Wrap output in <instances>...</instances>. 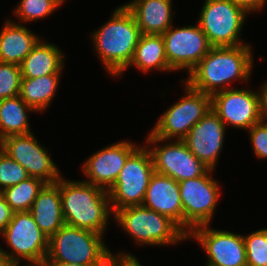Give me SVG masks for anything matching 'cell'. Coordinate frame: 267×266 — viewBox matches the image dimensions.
I'll return each mask as SVG.
<instances>
[{"label": "cell", "instance_id": "cell-1", "mask_svg": "<svg viewBox=\"0 0 267 266\" xmlns=\"http://www.w3.org/2000/svg\"><path fill=\"white\" fill-rule=\"evenodd\" d=\"M251 48L249 44L212 47L187 74L188 78L184 81L193 89L211 96L222 90L236 88L232 87L234 81L249 82L254 69V55Z\"/></svg>", "mask_w": 267, "mask_h": 266}, {"label": "cell", "instance_id": "cell-2", "mask_svg": "<svg viewBox=\"0 0 267 266\" xmlns=\"http://www.w3.org/2000/svg\"><path fill=\"white\" fill-rule=\"evenodd\" d=\"M110 16L91 33V38L102 67L115 79L131 63L141 32L134 15L124 4L115 8Z\"/></svg>", "mask_w": 267, "mask_h": 266}, {"label": "cell", "instance_id": "cell-3", "mask_svg": "<svg viewBox=\"0 0 267 266\" xmlns=\"http://www.w3.org/2000/svg\"><path fill=\"white\" fill-rule=\"evenodd\" d=\"M59 190L65 224L105 234L109 217L114 215L107 190L63 176L59 179Z\"/></svg>", "mask_w": 267, "mask_h": 266}, {"label": "cell", "instance_id": "cell-4", "mask_svg": "<svg viewBox=\"0 0 267 266\" xmlns=\"http://www.w3.org/2000/svg\"><path fill=\"white\" fill-rule=\"evenodd\" d=\"M112 219L137 246H175L188 240V235L169 217L143 205L118 209Z\"/></svg>", "mask_w": 267, "mask_h": 266}, {"label": "cell", "instance_id": "cell-5", "mask_svg": "<svg viewBox=\"0 0 267 266\" xmlns=\"http://www.w3.org/2000/svg\"><path fill=\"white\" fill-rule=\"evenodd\" d=\"M104 238L102 234L64 224L49 238L46 259L54 263L110 265L113 254Z\"/></svg>", "mask_w": 267, "mask_h": 266}, {"label": "cell", "instance_id": "cell-6", "mask_svg": "<svg viewBox=\"0 0 267 266\" xmlns=\"http://www.w3.org/2000/svg\"><path fill=\"white\" fill-rule=\"evenodd\" d=\"M181 82L185 94L157 118L150 130L155 137L168 141L183 140L212 108L211 95L193 89L183 79Z\"/></svg>", "mask_w": 267, "mask_h": 266}, {"label": "cell", "instance_id": "cell-7", "mask_svg": "<svg viewBox=\"0 0 267 266\" xmlns=\"http://www.w3.org/2000/svg\"><path fill=\"white\" fill-rule=\"evenodd\" d=\"M0 235L11 252L2 247L1 250L13 266H21L23 260L29 263L24 266H39L47 258L49 237L40 230L29 211L14 212Z\"/></svg>", "mask_w": 267, "mask_h": 266}, {"label": "cell", "instance_id": "cell-8", "mask_svg": "<svg viewBox=\"0 0 267 266\" xmlns=\"http://www.w3.org/2000/svg\"><path fill=\"white\" fill-rule=\"evenodd\" d=\"M249 13L231 0H204L197 23L212 47H236Z\"/></svg>", "mask_w": 267, "mask_h": 266}, {"label": "cell", "instance_id": "cell-9", "mask_svg": "<svg viewBox=\"0 0 267 266\" xmlns=\"http://www.w3.org/2000/svg\"><path fill=\"white\" fill-rule=\"evenodd\" d=\"M214 171L208 169L202 176L178 182L183 207V231L187 235L196 227L212 223L222 189L212 177Z\"/></svg>", "mask_w": 267, "mask_h": 266}, {"label": "cell", "instance_id": "cell-10", "mask_svg": "<svg viewBox=\"0 0 267 266\" xmlns=\"http://www.w3.org/2000/svg\"><path fill=\"white\" fill-rule=\"evenodd\" d=\"M154 172L150 151L143 144L127 158L117 180L107 191L113 213L118 209L142 205Z\"/></svg>", "mask_w": 267, "mask_h": 266}, {"label": "cell", "instance_id": "cell-11", "mask_svg": "<svg viewBox=\"0 0 267 266\" xmlns=\"http://www.w3.org/2000/svg\"><path fill=\"white\" fill-rule=\"evenodd\" d=\"M147 135L144 145L150 151L156 173L181 182L202 176L209 169L188 149L183 140L167 142L151 132Z\"/></svg>", "mask_w": 267, "mask_h": 266}, {"label": "cell", "instance_id": "cell-12", "mask_svg": "<svg viewBox=\"0 0 267 266\" xmlns=\"http://www.w3.org/2000/svg\"><path fill=\"white\" fill-rule=\"evenodd\" d=\"M169 67L189 74L212 46L199 24L183 27L173 25L162 34Z\"/></svg>", "mask_w": 267, "mask_h": 266}, {"label": "cell", "instance_id": "cell-13", "mask_svg": "<svg viewBox=\"0 0 267 266\" xmlns=\"http://www.w3.org/2000/svg\"><path fill=\"white\" fill-rule=\"evenodd\" d=\"M0 149L22 165L30 177L40 178L46 183H55L63 176L50 157V152L48 154V149L40 144L33 132L2 139Z\"/></svg>", "mask_w": 267, "mask_h": 266}, {"label": "cell", "instance_id": "cell-14", "mask_svg": "<svg viewBox=\"0 0 267 266\" xmlns=\"http://www.w3.org/2000/svg\"><path fill=\"white\" fill-rule=\"evenodd\" d=\"M187 239H193L205 251V266H247L244 238L240 233L202 225L194 228Z\"/></svg>", "mask_w": 267, "mask_h": 266}, {"label": "cell", "instance_id": "cell-15", "mask_svg": "<svg viewBox=\"0 0 267 266\" xmlns=\"http://www.w3.org/2000/svg\"><path fill=\"white\" fill-rule=\"evenodd\" d=\"M212 109L225 126L250 129L261 121L260 90L231 88L214 93Z\"/></svg>", "mask_w": 267, "mask_h": 266}, {"label": "cell", "instance_id": "cell-16", "mask_svg": "<svg viewBox=\"0 0 267 266\" xmlns=\"http://www.w3.org/2000/svg\"><path fill=\"white\" fill-rule=\"evenodd\" d=\"M130 140H120L91 154L82 164L85 181L109 190L117 180L127 158L139 147Z\"/></svg>", "mask_w": 267, "mask_h": 266}, {"label": "cell", "instance_id": "cell-17", "mask_svg": "<svg viewBox=\"0 0 267 266\" xmlns=\"http://www.w3.org/2000/svg\"><path fill=\"white\" fill-rule=\"evenodd\" d=\"M226 126L211 108L207 114L196 123L183 139L188 149L209 169L216 170L221 154Z\"/></svg>", "mask_w": 267, "mask_h": 266}, {"label": "cell", "instance_id": "cell-18", "mask_svg": "<svg viewBox=\"0 0 267 266\" xmlns=\"http://www.w3.org/2000/svg\"><path fill=\"white\" fill-rule=\"evenodd\" d=\"M142 205L169 217L183 230V207L179 183L173 178L154 172Z\"/></svg>", "mask_w": 267, "mask_h": 266}, {"label": "cell", "instance_id": "cell-19", "mask_svg": "<svg viewBox=\"0 0 267 266\" xmlns=\"http://www.w3.org/2000/svg\"><path fill=\"white\" fill-rule=\"evenodd\" d=\"M173 0H130L124 5L134 15L141 34L162 35L174 23Z\"/></svg>", "mask_w": 267, "mask_h": 266}, {"label": "cell", "instance_id": "cell-20", "mask_svg": "<svg viewBox=\"0 0 267 266\" xmlns=\"http://www.w3.org/2000/svg\"><path fill=\"white\" fill-rule=\"evenodd\" d=\"M0 30V62L20 65L41 39L17 20L5 19Z\"/></svg>", "mask_w": 267, "mask_h": 266}, {"label": "cell", "instance_id": "cell-21", "mask_svg": "<svg viewBox=\"0 0 267 266\" xmlns=\"http://www.w3.org/2000/svg\"><path fill=\"white\" fill-rule=\"evenodd\" d=\"M29 212L40 230L49 238L65 224L59 180L43 186Z\"/></svg>", "mask_w": 267, "mask_h": 266}, {"label": "cell", "instance_id": "cell-22", "mask_svg": "<svg viewBox=\"0 0 267 266\" xmlns=\"http://www.w3.org/2000/svg\"><path fill=\"white\" fill-rule=\"evenodd\" d=\"M65 55L56 44L40 39L20 64L22 78L63 73Z\"/></svg>", "mask_w": 267, "mask_h": 266}, {"label": "cell", "instance_id": "cell-23", "mask_svg": "<svg viewBox=\"0 0 267 266\" xmlns=\"http://www.w3.org/2000/svg\"><path fill=\"white\" fill-rule=\"evenodd\" d=\"M135 67L141 73L151 72L153 70L173 72L169 67L162 35L156 34H141L138 44L135 48L133 59L129 66Z\"/></svg>", "mask_w": 267, "mask_h": 266}, {"label": "cell", "instance_id": "cell-24", "mask_svg": "<svg viewBox=\"0 0 267 266\" xmlns=\"http://www.w3.org/2000/svg\"><path fill=\"white\" fill-rule=\"evenodd\" d=\"M61 74L44 75L37 78H22L20 98L31 107L35 113L48 109L56 96Z\"/></svg>", "mask_w": 267, "mask_h": 266}, {"label": "cell", "instance_id": "cell-25", "mask_svg": "<svg viewBox=\"0 0 267 266\" xmlns=\"http://www.w3.org/2000/svg\"><path fill=\"white\" fill-rule=\"evenodd\" d=\"M35 112L20 96L0 100V141L12 135L33 132L28 113Z\"/></svg>", "mask_w": 267, "mask_h": 266}, {"label": "cell", "instance_id": "cell-26", "mask_svg": "<svg viewBox=\"0 0 267 266\" xmlns=\"http://www.w3.org/2000/svg\"><path fill=\"white\" fill-rule=\"evenodd\" d=\"M46 184L42 179L28 177L20 183L3 189L0 193L13 212L30 211L39 191Z\"/></svg>", "mask_w": 267, "mask_h": 266}, {"label": "cell", "instance_id": "cell-27", "mask_svg": "<svg viewBox=\"0 0 267 266\" xmlns=\"http://www.w3.org/2000/svg\"><path fill=\"white\" fill-rule=\"evenodd\" d=\"M17 5L13 15L25 25L47 18L61 7L55 0H20Z\"/></svg>", "mask_w": 267, "mask_h": 266}, {"label": "cell", "instance_id": "cell-28", "mask_svg": "<svg viewBox=\"0 0 267 266\" xmlns=\"http://www.w3.org/2000/svg\"><path fill=\"white\" fill-rule=\"evenodd\" d=\"M246 235L243 238L247 266L267 265V228H261Z\"/></svg>", "mask_w": 267, "mask_h": 266}, {"label": "cell", "instance_id": "cell-29", "mask_svg": "<svg viewBox=\"0 0 267 266\" xmlns=\"http://www.w3.org/2000/svg\"><path fill=\"white\" fill-rule=\"evenodd\" d=\"M21 81L20 65L0 62V100L18 96Z\"/></svg>", "mask_w": 267, "mask_h": 266}, {"label": "cell", "instance_id": "cell-30", "mask_svg": "<svg viewBox=\"0 0 267 266\" xmlns=\"http://www.w3.org/2000/svg\"><path fill=\"white\" fill-rule=\"evenodd\" d=\"M28 177L26 169L0 149V192Z\"/></svg>", "mask_w": 267, "mask_h": 266}, {"label": "cell", "instance_id": "cell-31", "mask_svg": "<svg viewBox=\"0 0 267 266\" xmlns=\"http://www.w3.org/2000/svg\"><path fill=\"white\" fill-rule=\"evenodd\" d=\"M254 155L258 159H267V123L262 121L247 130Z\"/></svg>", "mask_w": 267, "mask_h": 266}, {"label": "cell", "instance_id": "cell-32", "mask_svg": "<svg viewBox=\"0 0 267 266\" xmlns=\"http://www.w3.org/2000/svg\"><path fill=\"white\" fill-rule=\"evenodd\" d=\"M110 266H142L140 261L131 253L120 251L115 255L113 253Z\"/></svg>", "mask_w": 267, "mask_h": 266}, {"label": "cell", "instance_id": "cell-33", "mask_svg": "<svg viewBox=\"0 0 267 266\" xmlns=\"http://www.w3.org/2000/svg\"><path fill=\"white\" fill-rule=\"evenodd\" d=\"M13 211L0 193V234L12 220Z\"/></svg>", "mask_w": 267, "mask_h": 266}, {"label": "cell", "instance_id": "cell-34", "mask_svg": "<svg viewBox=\"0 0 267 266\" xmlns=\"http://www.w3.org/2000/svg\"><path fill=\"white\" fill-rule=\"evenodd\" d=\"M231 1L244 8L249 13V15L253 14V12L255 13L263 9L267 2V0H231Z\"/></svg>", "mask_w": 267, "mask_h": 266}, {"label": "cell", "instance_id": "cell-35", "mask_svg": "<svg viewBox=\"0 0 267 266\" xmlns=\"http://www.w3.org/2000/svg\"><path fill=\"white\" fill-rule=\"evenodd\" d=\"M261 121L267 123V81L260 86Z\"/></svg>", "mask_w": 267, "mask_h": 266}, {"label": "cell", "instance_id": "cell-36", "mask_svg": "<svg viewBox=\"0 0 267 266\" xmlns=\"http://www.w3.org/2000/svg\"><path fill=\"white\" fill-rule=\"evenodd\" d=\"M39 266H110V265H80L75 263H54L45 259Z\"/></svg>", "mask_w": 267, "mask_h": 266}, {"label": "cell", "instance_id": "cell-37", "mask_svg": "<svg viewBox=\"0 0 267 266\" xmlns=\"http://www.w3.org/2000/svg\"><path fill=\"white\" fill-rule=\"evenodd\" d=\"M0 266H13L6 255L2 252L1 246H0Z\"/></svg>", "mask_w": 267, "mask_h": 266}, {"label": "cell", "instance_id": "cell-38", "mask_svg": "<svg viewBox=\"0 0 267 266\" xmlns=\"http://www.w3.org/2000/svg\"><path fill=\"white\" fill-rule=\"evenodd\" d=\"M60 6L65 2V0H55Z\"/></svg>", "mask_w": 267, "mask_h": 266}]
</instances>
